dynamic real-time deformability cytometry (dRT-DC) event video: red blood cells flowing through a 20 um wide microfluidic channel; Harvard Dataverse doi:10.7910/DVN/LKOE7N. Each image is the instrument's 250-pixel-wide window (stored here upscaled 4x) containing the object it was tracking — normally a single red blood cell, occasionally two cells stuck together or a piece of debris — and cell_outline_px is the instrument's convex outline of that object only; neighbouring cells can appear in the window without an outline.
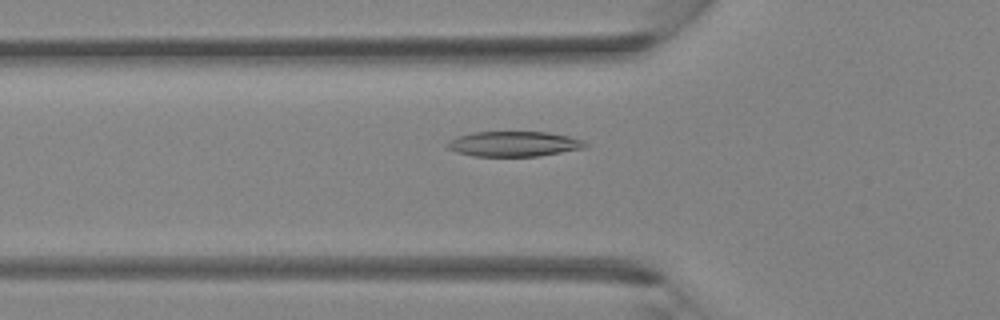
{"species": "Egyptian fruit bat (a non-hibernating species)", "species_latin": "Rousettus aegyptiacus", "temperature_condition": "room temperature", "stored_images_in_passage": 36, "camera_frame_rate_fps": 3000, "um_per_image_px": 0.085, "animal": {"sex": "female"}, "frame": {"image": 1, "passage_image": 11, "time_ms": 3.333, "image_size_px": [1000, 320], "cell_outline_px": [[588, 144], [584, 148], [536, 156], [472, 156], [456, 152], [448, 148], [448, 144], [456, 136], [472, 132], [548, 132], [568, 136], [584, 140]], "centroid_in_image_um": [43.68, 12.23], "position_along_channel_um": 82.1, "area_um2": 20.06}}
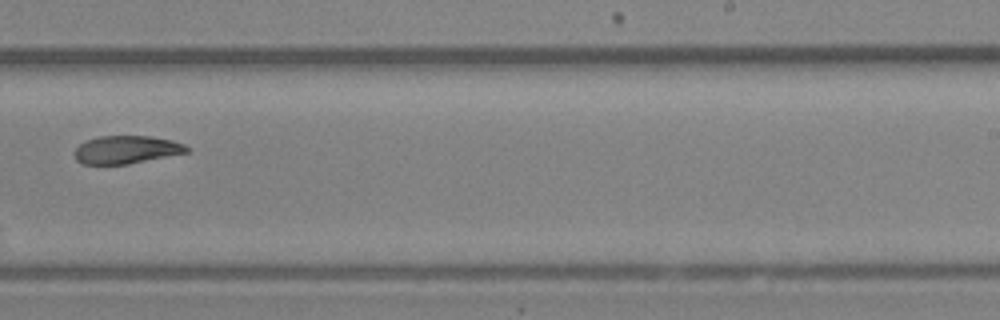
{"frame": {"image": 2, "passage_image": 22, "time_ms": 7.0, "image_size_px": [1000, 320], "cell_outline_px": [[188, 152], [128, 164], [84, 164], [76, 160], [72, 152], [80, 144], [88, 140], [100, 136], [148, 136], [172, 140], [184, 144], [188, 148]], "centroid_in_image_um": [10.71, 12.72], "position_along_channel_um": 278.3, "area_um2": 18.15}}
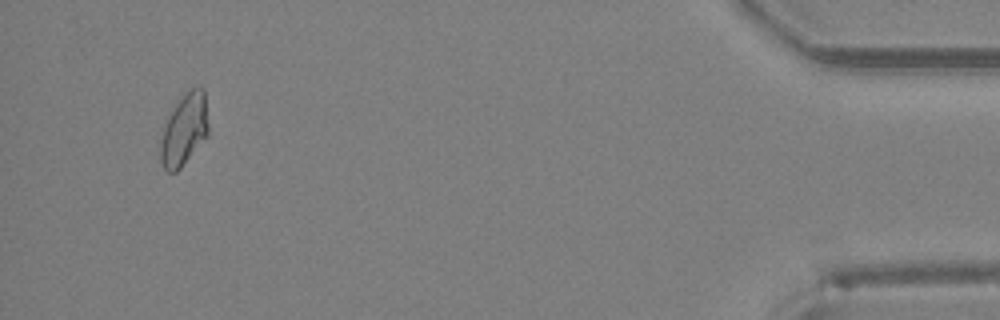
{"frame": {"image": 3, "passage_image": 34, "time_ms": 11.0, "image_size_px": [1000, 320], "cell_outline_px": [[208, 136], [180, 168], [176, 172], [168, 172], [164, 168], [160, 160], [160, 140], [164, 124], [168, 112], [180, 96], [184, 92], [192, 88], [204, 88], [208, 124]], "centroid_in_image_um": [15.63, 11.0], "position_along_channel_um": 419.6, "area_um2": 20.4}}